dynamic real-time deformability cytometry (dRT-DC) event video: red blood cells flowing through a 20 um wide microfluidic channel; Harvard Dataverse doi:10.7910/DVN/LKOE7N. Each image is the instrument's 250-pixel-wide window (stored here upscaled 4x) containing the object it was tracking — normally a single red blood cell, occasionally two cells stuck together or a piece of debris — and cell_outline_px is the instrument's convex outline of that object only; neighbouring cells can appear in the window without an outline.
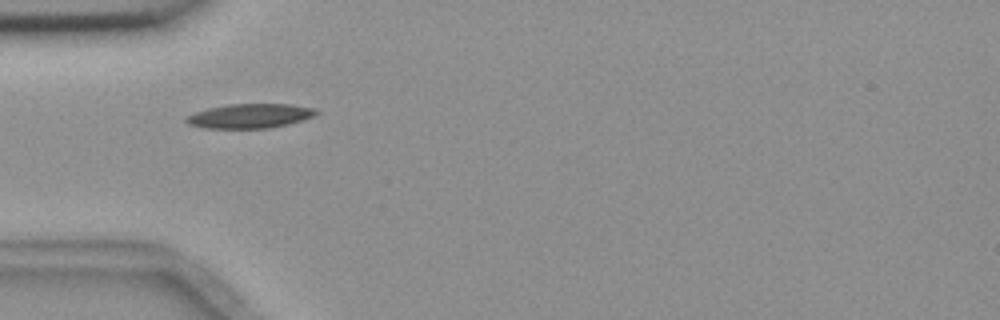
{"species": "common noctule bat (a hibernating species)", "species_latin": "Nyctalus noctula", "temperature_condition": "room temperature", "stored_images_in_passage": 4, "camera_frame_rate_fps": 3000, "um_per_image_px": 0.085, "animal": {"sex": "female", "body_mass_g": 18.4}, "frame": {"image": 1, "passage_image": 2, "time_ms": 1.0, "image_size_px": [1000, 320], "cell_outline_px": [[320, 112], [304, 120], [288, 124], [268, 128], [204, 128], [188, 124], [184, 120], [188, 116], [196, 112], [208, 108], [228, 104], [292, 104], [316, 108]], "centroid_in_image_um": [21.28, 9.85], "position_along_channel_um": 63.7, "area_um2": 18.5}}
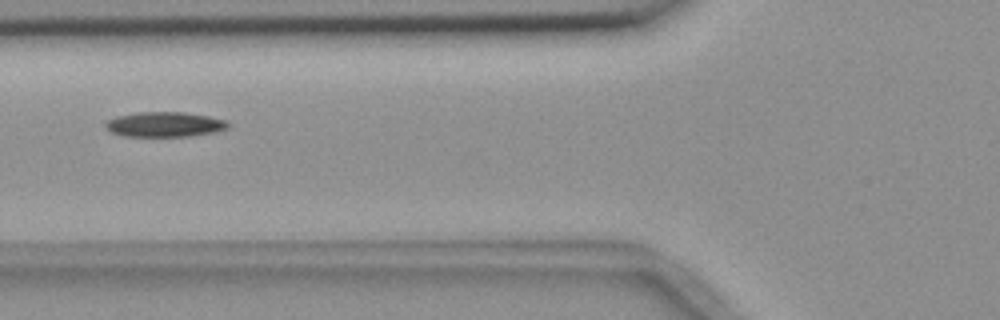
{"frame": {"image": 2, "passage_image": 3, "time_ms": 2.333, "image_size_px": [1000, 320], "cell_outline_px": [[232, 124], [228, 128], [216, 132], [192, 136], [124, 136], [112, 132], [104, 128], [104, 124], [108, 120], [116, 116], [136, 112], [184, 112], [208, 116], [228, 120]], "centroid_in_image_um": [14.03, 10.57], "position_along_channel_um": 111.8, "area_um2": 18.09}}
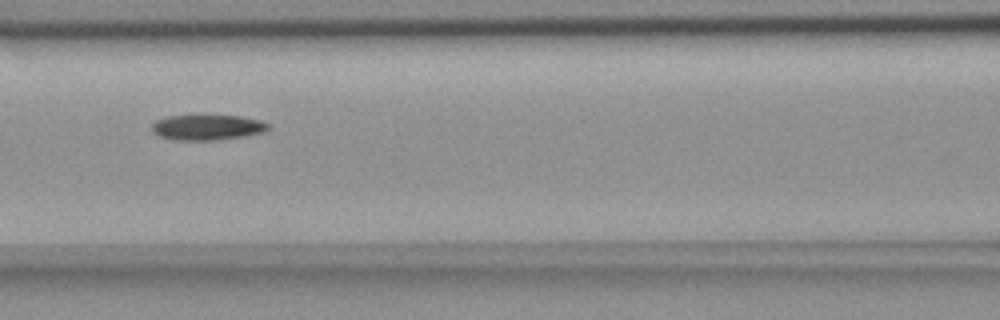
{"frame": {"image": 3, "passage_image": 4, "time_ms": 3.333, "image_size_px": [1000, 320], "cell_outline_px": [[268, 128], [264, 132], [244, 136], [216, 140], [172, 140], [160, 136], [152, 132], [152, 124], [156, 120], [168, 116], [196, 112], [204, 112], [240, 116], [260, 120], [268, 124]], "centroid_in_image_um": [17.57, 10.76], "position_along_channel_um": 149.0, "area_um2": 18.21}}